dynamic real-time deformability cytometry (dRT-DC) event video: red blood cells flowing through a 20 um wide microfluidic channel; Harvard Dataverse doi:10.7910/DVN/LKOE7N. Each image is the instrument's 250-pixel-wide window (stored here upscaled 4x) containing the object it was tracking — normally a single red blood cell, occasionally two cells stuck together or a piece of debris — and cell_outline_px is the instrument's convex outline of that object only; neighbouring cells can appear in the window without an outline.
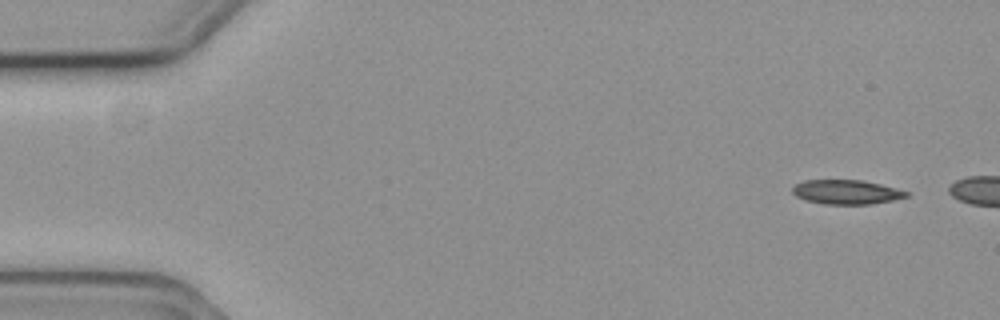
{"species": "common noctule bat (a hibernating species)", "species_latin": "Nyctalus noctula", "temperature_condition": "cold", "stored_images_in_passage": 2, "segment_of_instrument_passage": [2, 2], "camera_frame_rate_fps": 3000, "um_per_image_px": 0.085, "animal": {"sex": "female", "body_mass_g": 19.3, "forearm_length_mm": 54.1}, "frame": {"image": 1, "passage_image": 2, "time_ms": 0.333, "image_size_px": [1000, 320], "cell_outline_px": [[908, 196], [892, 200], [872, 204], [824, 204], [808, 200], [796, 196], [792, 192], [792, 188], [796, 184], [804, 180], [860, 180], [880, 184], [896, 188], [908, 192]], "centroid_in_image_um": [71.94, 16.32], "position_along_channel_um": 13.1, "area_um2": 15.95}}